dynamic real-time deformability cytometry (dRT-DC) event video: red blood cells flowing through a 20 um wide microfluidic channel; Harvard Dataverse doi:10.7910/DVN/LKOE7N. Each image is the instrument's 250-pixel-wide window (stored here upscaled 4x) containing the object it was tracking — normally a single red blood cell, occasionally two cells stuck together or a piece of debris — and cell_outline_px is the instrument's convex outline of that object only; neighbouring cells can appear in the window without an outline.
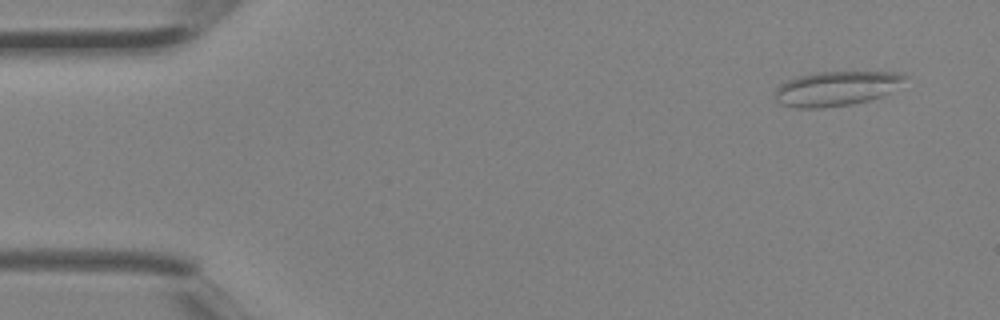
{"species": "Egyptian fruit bat (a non-hibernating species)", "species_latin": "Rousettus aegyptiacus", "temperature_condition": "room temperature", "stored_images_in_passage": 3, "camera_frame_rate_fps": 3000, "um_per_image_px": 0.085, "animal": {"sex": "female"}, "frame": {"image": 1, "passage_image": 1, "time_ms": 0.0, "image_size_px": [1000, 320], "cell_outline_px": [[908, 76], [888, 92], [880, 96], [868, 100], [852, 104], [820, 108], [796, 108], [780, 104], [776, 100], [776, 88], [780, 84], [796, 76], [816, 72], [900, 72]], "centroid_in_image_um": [71.02, 7.52], "position_along_channel_um": 14.0, "area_um2": 25.89}}